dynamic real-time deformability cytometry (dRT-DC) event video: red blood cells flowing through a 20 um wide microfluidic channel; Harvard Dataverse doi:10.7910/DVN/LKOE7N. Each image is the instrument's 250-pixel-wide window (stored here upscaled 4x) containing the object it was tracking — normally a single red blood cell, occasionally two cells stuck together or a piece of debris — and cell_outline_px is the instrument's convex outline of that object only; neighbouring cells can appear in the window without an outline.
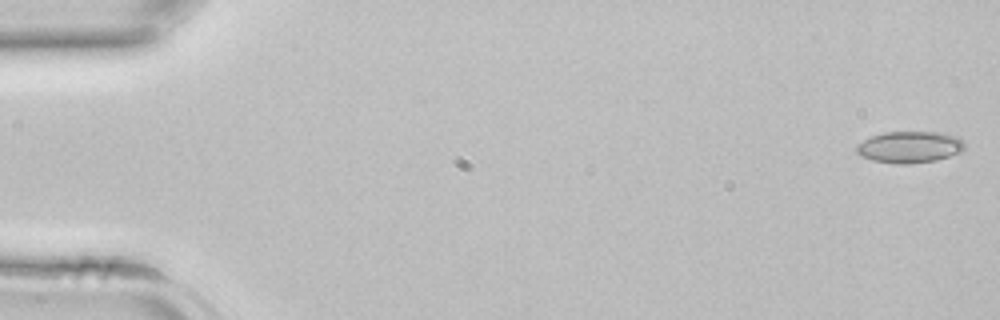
{"species": "common noctule bat (a hibernating species)", "species_latin": "Nyctalus noctula", "temperature_condition": "room temperature", "stored_images_in_passage": 42, "camera_frame_rate_fps": 3000, "um_per_image_px": 0.085, "animal": {"sex": "female", "body_mass_g": 22.7, "forearm_length_mm": 54.2}, "frame": {"image": 1, "passage_image": 1, "time_ms": 0.0, "image_size_px": [1000, 320], "cell_outline_px": [[964, 148], [960, 152], [936, 160], [908, 164], [904, 164], [872, 160], [860, 156], [856, 152], [856, 144], [872, 136], [884, 132], [936, 132], [956, 136], [964, 144]], "centroid_in_image_um": [77.27, 12.5], "position_along_channel_um": 7.7, "area_um2": 19.65}}
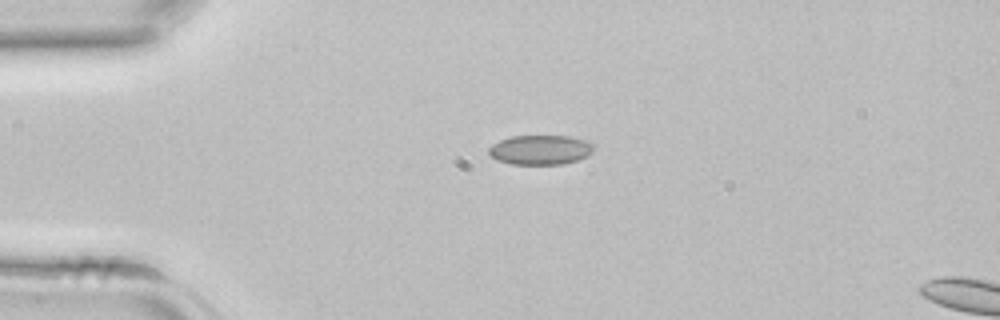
{"frame": {"image": 2, "passage_image": 10, "time_ms": 3.0, "image_size_px": [1000, 320], "cell_outline_px": [[596, 144], [592, 152], [576, 160], [564, 164], [512, 164], [496, 160], [488, 152], [488, 148], [492, 144], [500, 140], [512, 136], [568, 136], [584, 140]], "centroid_in_image_um": [45.92, 12.73], "position_along_channel_um": 39.1, "area_um2": 18.03}}
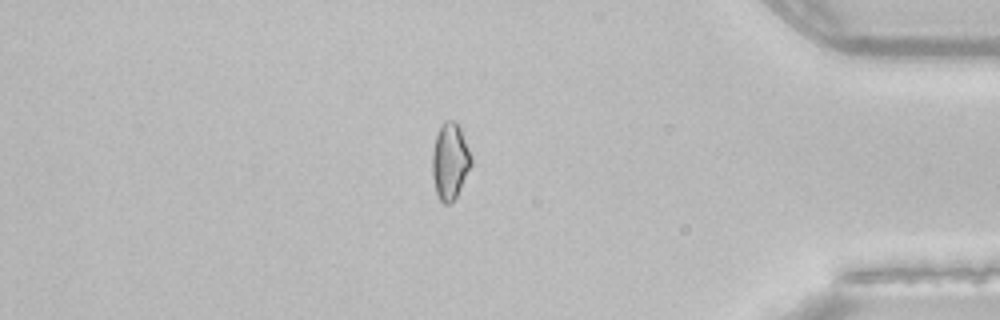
{"frame": {"image": 3, "passage_image": 36, "time_ms": 11.667, "image_size_px": [1000, 320], "cell_outline_px": [[472, 164], [456, 196], [448, 204], [444, 204], [440, 200], [436, 192], [432, 176], [432, 152], [436, 136], [444, 120], [456, 120], [460, 128], [472, 156]], "centroid_in_image_um": [38.25, 13.68], "position_along_channel_um": 397.0, "area_um2": 17.22}}